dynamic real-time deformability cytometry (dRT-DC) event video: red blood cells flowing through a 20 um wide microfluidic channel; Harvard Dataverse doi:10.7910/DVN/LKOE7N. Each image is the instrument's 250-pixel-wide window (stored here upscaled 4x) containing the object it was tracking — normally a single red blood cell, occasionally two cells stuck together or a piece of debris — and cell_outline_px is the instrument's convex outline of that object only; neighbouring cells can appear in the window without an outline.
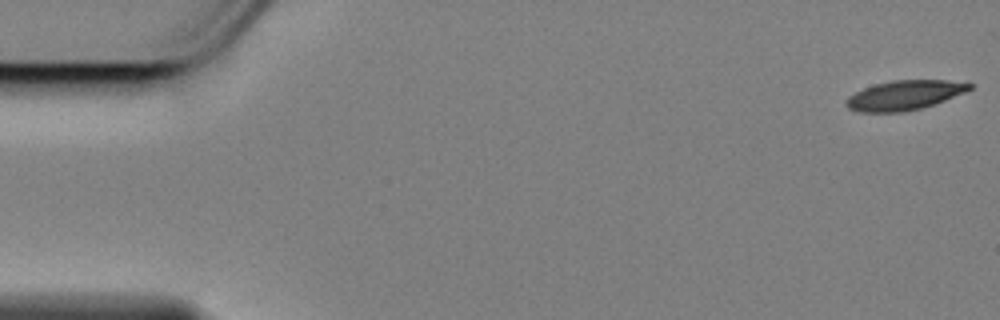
{"species": "Egyptian fruit bat (a non-hibernating species)", "species_latin": "Rousettus aegyptiacus", "temperature_condition": "cold", "stored_images_in_passage": 6, "camera_frame_rate_fps": 3000, "um_per_image_px": 0.085, "animal": {"sex": "female"}, "frame": {"image": 1, "passage_image": 1, "time_ms": 0.0, "image_size_px": [1000, 320], "cell_outline_px": [[972, 88], [964, 92], [944, 100], [920, 108], [900, 112], [860, 112], [848, 108], [844, 104], [848, 96], [864, 88], [876, 84], [892, 80], [968, 80], [972, 84]], "centroid_in_image_um": [76.9, 8.07], "position_along_channel_um": 8.1, "area_um2": 21.21}}